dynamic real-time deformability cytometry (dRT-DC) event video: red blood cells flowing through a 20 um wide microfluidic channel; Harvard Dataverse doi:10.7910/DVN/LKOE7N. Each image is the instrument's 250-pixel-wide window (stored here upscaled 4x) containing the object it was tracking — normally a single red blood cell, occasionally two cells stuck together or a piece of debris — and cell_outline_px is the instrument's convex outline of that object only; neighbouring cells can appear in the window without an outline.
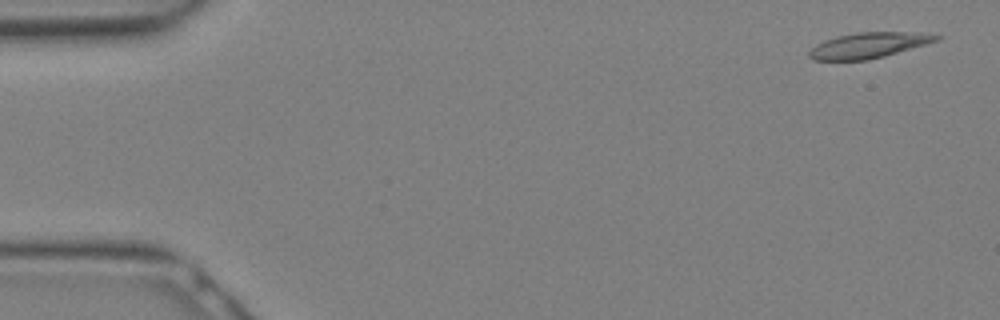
{"species": "Egyptian fruit bat (a non-hibernating species)", "species_latin": "Rousettus aegyptiacus", "temperature_condition": "warm", "stored_images_in_passage": 15, "camera_frame_rate_fps": 3000, "um_per_image_px": 0.085, "animal": {"sex": "female"}, "frame": {"image": 1, "passage_image": 2, "time_ms": 0.333, "image_size_px": [1000, 320], "cell_outline_px": [[944, 36], [940, 40], [884, 56], [868, 60], [812, 60], [808, 56], [808, 52], [816, 44], [824, 40], [836, 36], [856, 32], [920, 32]], "centroid_in_image_um": [73.84, 3.84], "position_along_channel_um": 11.2, "area_um2": 19.07}}
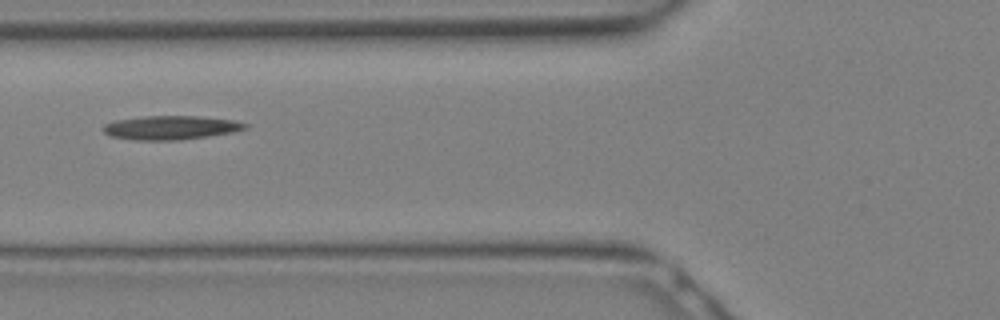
{"frame": {"image": 2, "passage_image": 12, "time_ms": 3.667, "image_size_px": [1000, 320], "cell_outline_px": [[248, 128], [232, 132], [208, 136], [180, 140], [136, 140], [108, 136], [100, 128], [104, 124], [116, 120], [144, 116], [196, 116], [232, 120], [248, 124]], "centroid_in_image_um": [14.46, 10.85], "position_along_channel_um": 111.3, "area_um2": 19.77}}
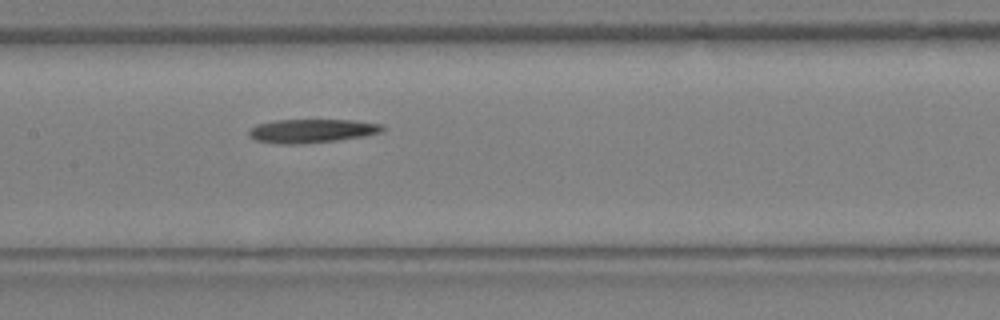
{"frame": {"image": 3, "passage_image": 15, "time_ms": 4.667, "image_size_px": [1000, 320], "cell_outline_px": [[384, 132], [368, 136], [336, 140], [300, 144], [280, 144], [256, 140], [248, 136], [248, 132], [256, 124], [276, 120], [356, 120], [384, 124]], "centroid_in_image_um": [26.57, 11.12], "position_along_channel_um": 180.8, "area_um2": 18.67}}